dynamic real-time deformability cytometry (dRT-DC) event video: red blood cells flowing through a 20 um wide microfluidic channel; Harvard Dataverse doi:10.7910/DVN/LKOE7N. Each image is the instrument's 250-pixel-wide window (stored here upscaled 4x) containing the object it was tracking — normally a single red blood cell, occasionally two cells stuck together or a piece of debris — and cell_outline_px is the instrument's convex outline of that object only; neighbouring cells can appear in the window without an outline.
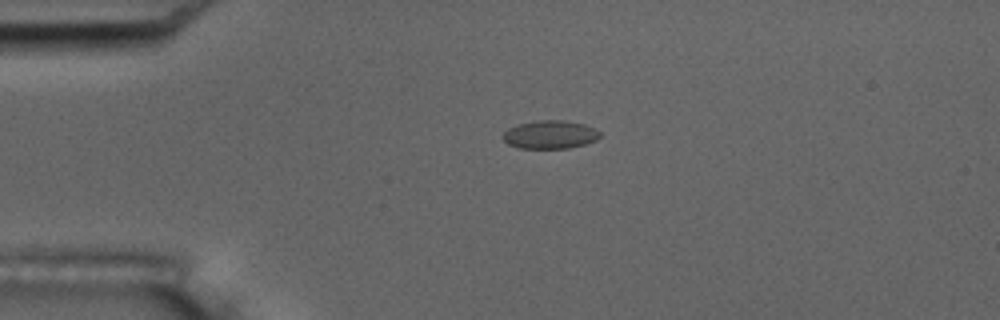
{"species": "common noctule bat (a hibernating species)", "species_latin": "Nyctalus noctula", "temperature_condition": "room temperature", "stored_images_in_passage": 5, "camera_frame_rate_fps": 3000, "um_per_image_px": 0.085, "animal": {"sex": "male", "body_mass_g": 17.5, "forearm_length_mm": 52.3}, "frame": {"image": 1, "passage_image": 4, "time_ms": 3.667, "image_size_px": [1000, 320], "cell_outline_px": [[600, 136], [596, 140], [584, 144], [568, 148], [516, 148], [508, 144], [500, 136], [508, 128], [516, 124], [536, 120], [564, 120], [584, 124], [596, 128], [600, 132]], "centroid_in_image_um": [46.72, 11.43], "position_along_channel_um": 38.3, "area_um2": 16.18}}